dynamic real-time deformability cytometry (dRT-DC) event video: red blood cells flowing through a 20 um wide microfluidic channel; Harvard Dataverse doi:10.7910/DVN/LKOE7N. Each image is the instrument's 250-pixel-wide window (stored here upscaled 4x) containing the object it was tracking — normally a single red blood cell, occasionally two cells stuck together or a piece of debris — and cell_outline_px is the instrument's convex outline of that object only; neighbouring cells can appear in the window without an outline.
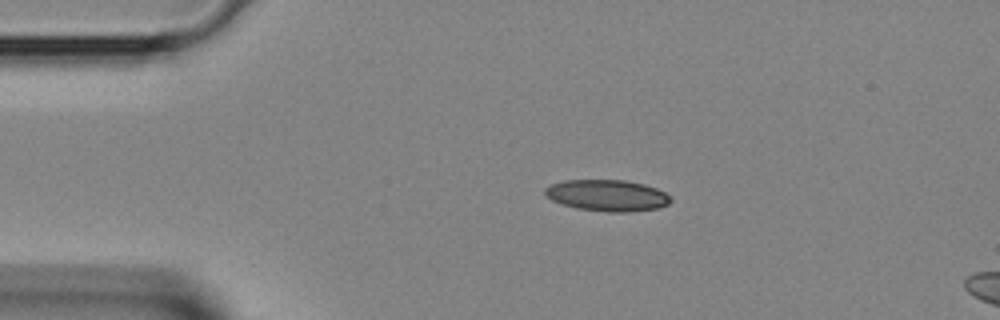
{"species": "Egyptian fruit bat (a non-hibernating species)", "species_latin": "Rousettus aegyptiacus", "temperature_condition": "room temperature", "stored_images_in_passage": 2, "camera_frame_rate_fps": 3000, "um_per_image_px": 0.085, "animal": {"sex": "female"}, "frame": {"image": 1, "passage_image": 1, "time_ms": 0.0, "image_size_px": [1000, 320], "cell_outline_px": [[672, 200], [668, 204], [660, 208], [632, 212], [608, 212], [576, 208], [552, 200], [544, 192], [544, 188], [552, 184], [564, 180], [624, 180], [644, 184], [656, 188], [664, 192]], "centroid_in_image_um": [51.64, 16.61], "position_along_channel_um": 33.4, "area_um2": 22.95}}